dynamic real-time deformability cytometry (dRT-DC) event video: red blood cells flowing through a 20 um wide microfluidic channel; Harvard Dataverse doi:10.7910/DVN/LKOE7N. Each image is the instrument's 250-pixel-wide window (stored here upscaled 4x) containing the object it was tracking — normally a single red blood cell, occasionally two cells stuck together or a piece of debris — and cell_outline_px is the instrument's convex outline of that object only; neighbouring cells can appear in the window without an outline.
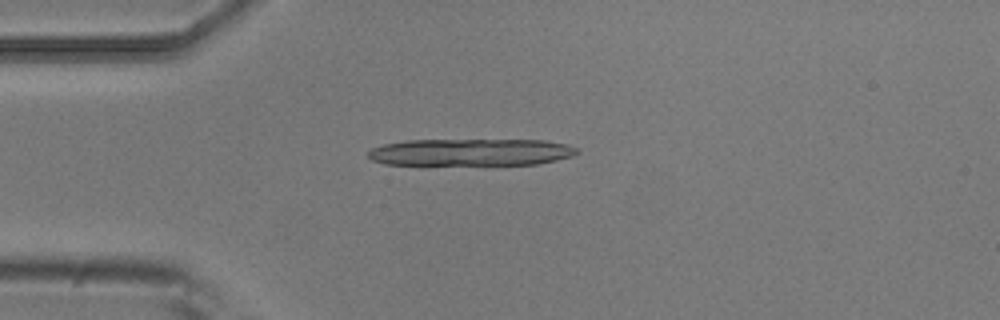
{"species": "common noctule bat (a hibernating species)", "species_latin": "Nyctalus noctula", "temperature_condition": "room temperature", "stored_images_in_passage": 3, "camera_frame_rate_fps": 3000, "um_per_image_px": 0.085, "animal": {"sex": "male", "body_mass_g": 20.5, "forearm_length_mm": 52.5}, "frame": {"image": 1, "passage_image": 3, "time_ms": 0.667, "image_size_px": [1000, 320], "cell_outline_px": [[580, 152], [572, 156], [556, 160], [536, 164], [384, 164], [372, 160], [368, 156], [368, 152], [372, 148], [384, 144], [408, 140], [544, 140], [568, 144], [576, 148]], "centroid_in_image_um": [40.05, 12.93], "position_along_channel_um": 45.0, "area_um2": 32.71}}